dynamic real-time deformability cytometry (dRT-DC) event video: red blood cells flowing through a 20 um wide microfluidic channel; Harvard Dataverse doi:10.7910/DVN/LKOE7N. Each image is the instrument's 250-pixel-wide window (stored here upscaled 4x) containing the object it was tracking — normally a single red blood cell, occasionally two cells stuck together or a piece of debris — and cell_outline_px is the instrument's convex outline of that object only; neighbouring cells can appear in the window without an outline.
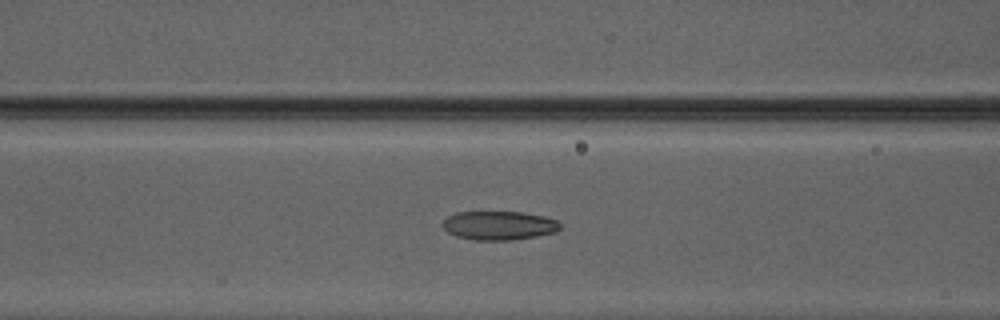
{"species": "Egyptian fruit bat (a non-hibernating species)", "species_latin": "Rousettus aegyptiacus", "temperature_condition": "warm", "stored_images_in_passage": 19, "camera_frame_rate_fps": 3000, "um_per_image_px": 0.085, "animal": {"sex": "male"}, "frame": {"image": 1, "passage_image": 8, "time_ms": 2.333, "image_size_px": [1000, 320], "cell_outline_px": [[560, 228], [556, 232], [536, 236], [512, 240], [476, 240], [456, 236], [448, 232], [440, 224], [448, 216], [456, 212], [520, 212], [544, 216], [556, 220], [560, 224]], "centroid_in_image_um": [42.39, 19.16], "position_along_channel_um": 124.2, "area_um2": 19.71}}
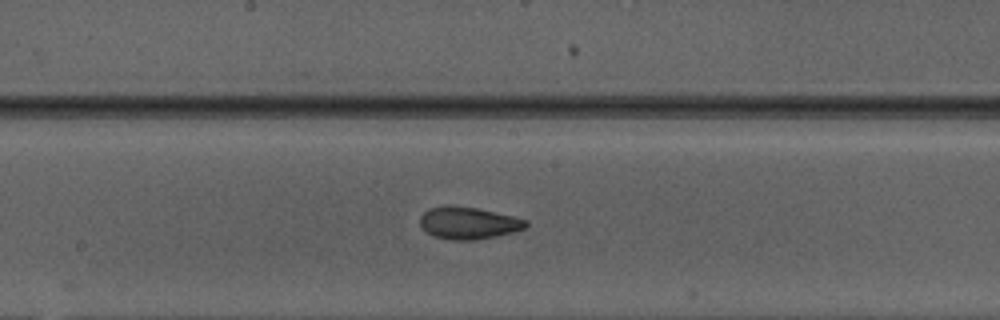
{"frame": {"image": 2, "passage_image": 14, "time_ms": 4.333, "image_size_px": [1000, 320], "cell_outline_px": [[528, 224], [524, 228], [516, 232], [496, 236], [472, 240], [452, 240], [432, 236], [420, 224], [420, 216], [424, 212], [432, 208], [444, 204], [448, 204], [476, 208], [512, 216], [528, 220]], "centroid_in_image_um": [39.82, 18.95], "position_along_channel_um": 208.4, "area_um2": 19.83}}
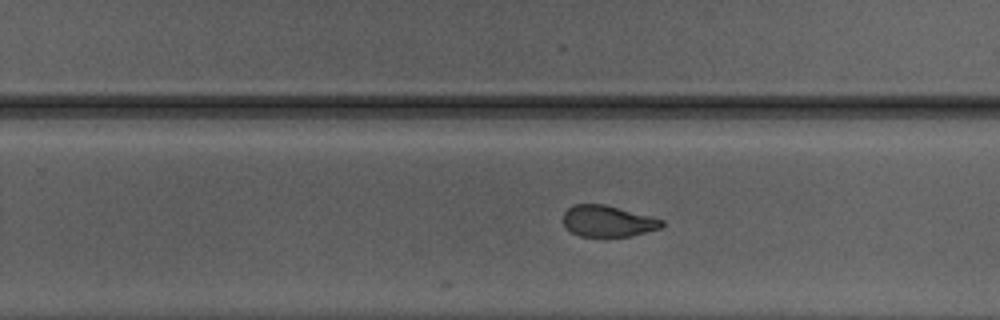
{"frame": {"image": 3, "passage_image": 19, "time_ms": 6.0, "image_size_px": [1000, 320], "cell_outline_px": [[664, 224], [660, 228], [628, 236], [580, 236], [572, 232], [564, 224], [564, 212], [572, 204], [604, 204], [664, 220]], "centroid_in_image_um": [51.64, 18.78], "position_along_channel_um": 278.2, "area_um2": 17.63}}